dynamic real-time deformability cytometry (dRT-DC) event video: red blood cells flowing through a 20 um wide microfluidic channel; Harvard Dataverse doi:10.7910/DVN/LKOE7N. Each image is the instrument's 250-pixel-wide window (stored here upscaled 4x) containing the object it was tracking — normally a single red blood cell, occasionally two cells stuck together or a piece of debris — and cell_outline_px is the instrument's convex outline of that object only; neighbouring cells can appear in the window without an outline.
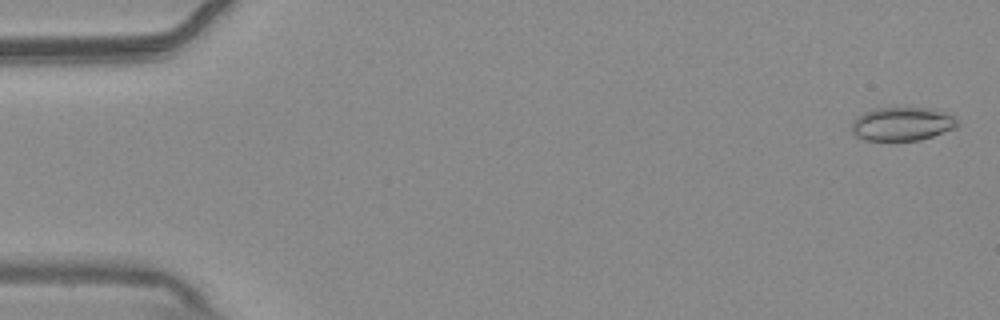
{"species": "common noctule bat (a hibernating species)", "species_latin": "Nyctalus noctula", "temperature_condition": "warm", "stored_images_in_passage": 55, "camera_frame_rate_fps": 3000, "um_per_image_px": 0.085, "animal": {"sex": "male", "body_mass_g": 20.4}, "frame": {"image": 1, "passage_image": 2, "time_ms": 0.333, "image_size_px": [1000, 320], "cell_outline_px": [[960, 124], [956, 128], [920, 140], [864, 140], [856, 136], [852, 132], [852, 120], [856, 116], [872, 108], [932, 108], [956, 116], [960, 120]], "centroid_in_image_um": [76.71, 10.52], "position_along_channel_um": 8.3, "area_um2": 20.98}}
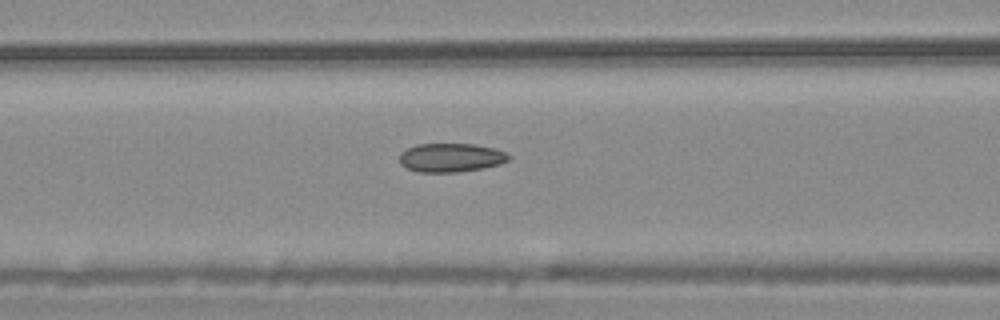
{"frame": {"image": 2, "passage_image": 23, "time_ms": 7.333, "image_size_px": [1000, 320], "cell_outline_px": [[512, 156], [508, 160], [500, 164], [480, 168], [456, 172], [416, 172], [404, 168], [400, 164], [400, 152], [416, 144], [476, 144], [496, 148]], "centroid_in_image_um": [38.3, 13.39], "position_along_channel_um": 128.3, "area_um2": 18.44}}
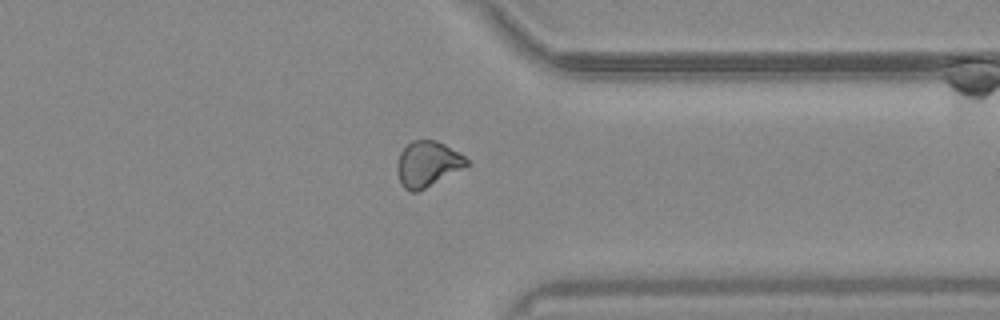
{"frame": {"image": 3, "passage_image": 43, "time_ms": 14.0, "image_size_px": [1000, 320], "cell_outline_px": [[468, 164], [424, 188], [416, 192], [412, 192], [404, 188], [400, 184], [396, 168], [396, 164], [400, 152], [412, 140], [436, 140], [444, 144], [464, 156], [468, 160]], "centroid_in_image_um": [36.27, 13.92], "position_along_channel_um": 375.1, "area_um2": 17.98}, "authors_computed_cell_mechanics": {"area_um2": 18.6694, "velocity_mm_per_s": 3.7546, "shape_relaxation_time_tau1_ms": null, "shape_relaxation_time_tau2_ms": 3.5856, "deformation_change_tau1": null, "deformation_change_tau2": 0.0802}}